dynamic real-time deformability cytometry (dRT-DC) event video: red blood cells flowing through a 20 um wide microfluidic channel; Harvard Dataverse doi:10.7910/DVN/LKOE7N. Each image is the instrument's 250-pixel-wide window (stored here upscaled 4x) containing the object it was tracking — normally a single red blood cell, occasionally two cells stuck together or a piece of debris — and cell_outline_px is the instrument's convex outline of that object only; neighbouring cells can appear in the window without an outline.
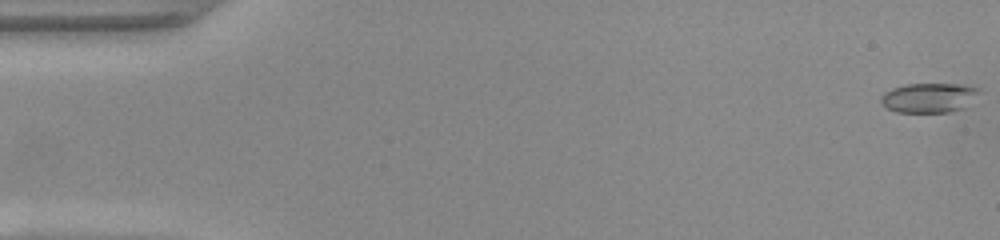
{"species": "common noctule bat (a hibernating species)", "species_latin": "Nyctalus noctula", "temperature_condition": "warm", "stored_images_in_passage": 50, "camera_frame_rate_fps": 3000, "um_per_image_px": 0.085, "animal": {"sex": "female", "body_mass_g": 22.0, "forearm_length_mm": 56.7}, "frame": {"image": 1, "passage_image": 1, "time_ms": 0.0, "image_size_px": [1000, 240], "cell_outline_px": [[980, 88], [964, 108], [948, 112], [896, 112], [880, 104], [880, 96], [884, 92], [892, 88], [904, 84], [960, 84]], "centroid_in_image_um": [78.87, 8.3], "position_along_channel_um": 6.1, "area_um2": 16.82}}
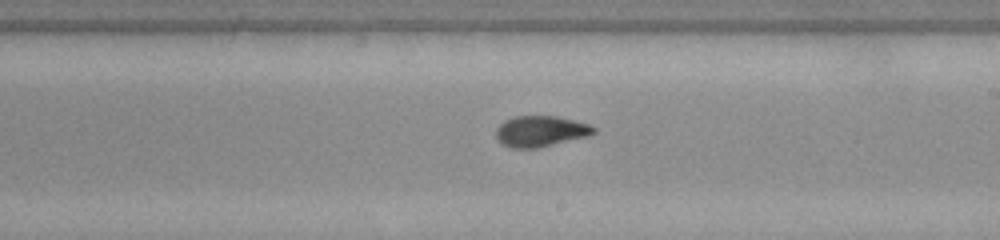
{"frame": {"image": 2, "passage_image": 29, "time_ms": 9.333, "image_size_px": [1000, 240], "cell_outline_px": [[596, 132], [588, 136], [540, 148], [512, 148], [500, 144], [496, 136], [496, 128], [504, 120], [516, 116], [556, 116], [588, 124], [596, 128]], "centroid_in_image_um": [45.93, 11.17], "position_along_channel_um": 243.1, "area_um2": 17.69}}
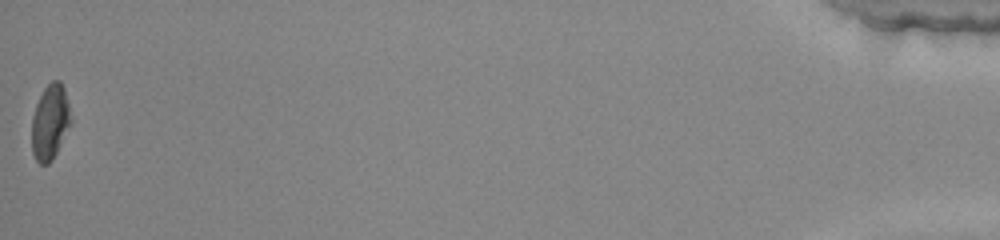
{"frame": {"image": 3, "passage_image": 50, "time_ms": 16.333, "image_size_px": [1000, 240], "cell_outline_px": [[72, 124], [52, 160], [48, 164], [40, 164], [36, 160], [32, 152], [32, 116], [36, 104], [44, 88], [52, 80], [60, 80], [64, 88], [72, 120]], "centroid_in_image_um": [4.27, 10.38], "position_along_channel_um": 430.9, "area_um2": 17.22}, "authors_computed_cell_mechanics": {"area_um2": 17.4556, "velocity_mm_per_s": 4.1445, "shape_relaxation_time_tau1_ms": 5.1096, "shape_relaxation_time_tau2_ms": 1.7468, "deformation_change_tau1": 0.1631, "deformation_change_tau2": 0.0609}}